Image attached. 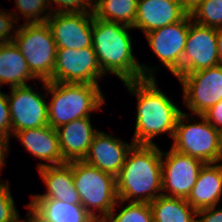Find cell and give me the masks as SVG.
<instances>
[{"label":"cell","mask_w":222,"mask_h":222,"mask_svg":"<svg viewBox=\"0 0 222 222\" xmlns=\"http://www.w3.org/2000/svg\"><path fill=\"white\" fill-rule=\"evenodd\" d=\"M217 65L219 60L216 28L192 20L182 56V74L194 73Z\"/></svg>","instance_id":"13"},{"label":"cell","mask_w":222,"mask_h":222,"mask_svg":"<svg viewBox=\"0 0 222 222\" xmlns=\"http://www.w3.org/2000/svg\"><path fill=\"white\" fill-rule=\"evenodd\" d=\"M12 137L17 138L32 156L49 163L39 162L37 169L65 163L60 150L58 133L50 125L18 131Z\"/></svg>","instance_id":"16"},{"label":"cell","mask_w":222,"mask_h":222,"mask_svg":"<svg viewBox=\"0 0 222 222\" xmlns=\"http://www.w3.org/2000/svg\"><path fill=\"white\" fill-rule=\"evenodd\" d=\"M133 145L132 140L131 143H127L113 134L99 130L94 135L89 151L83 160L89 165L117 177Z\"/></svg>","instance_id":"15"},{"label":"cell","mask_w":222,"mask_h":222,"mask_svg":"<svg viewBox=\"0 0 222 222\" xmlns=\"http://www.w3.org/2000/svg\"><path fill=\"white\" fill-rule=\"evenodd\" d=\"M203 116L217 130H222V99L208 109Z\"/></svg>","instance_id":"33"},{"label":"cell","mask_w":222,"mask_h":222,"mask_svg":"<svg viewBox=\"0 0 222 222\" xmlns=\"http://www.w3.org/2000/svg\"><path fill=\"white\" fill-rule=\"evenodd\" d=\"M0 134L6 136L9 140L10 137H12L9 102L7 94H5L4 92L2 93L1 91H0Z\"/></svg>","instance_id":"31"},{"label":"cell","mask_w":222,"mask_h":222,"mask_svg":"<svg viewBox=\"0 0 222 222\" xmlns=\"http://www.w3.org/2000/svg\"><path fill=\"white\" fill-rule=\"evenodd\" d=\"M29 211L26 214V219H20V222H47L40 217L28 204L25 205Z\"/></svg>","instance_id":"36"},{"label":"cell","mask_w":222,"mask_h":222,"mask_svg":"<svg viewBox=\"0 0 222 222\" xmlns=\"http://www.w3.org/2000/svg\"><path fill=\"white\" fill-rule=\"evenodd\" d=\"M1 178V177H0ZM11 195L10 182L0 179V222H20V215Z\"/></svg>","instance_id":"28"},{"label":"cell","mask_w":222,"mask_h":222,"mask_svg":"<svg viewBox=\"0 0 222 222\" xmlns=\"http://www.w3.org/2000/svg\"><path fill=\"white\" fill-rule=\"evenodd\" d=\"M20 25L15 32L13 42L20 49L37 81H52L57 46L48 24L44 22Z\"/></svg>","instance_id":"6"},{"label":"cell","mask_w":222,"mask_h":222,"mask_svg":"<svg viewBox=\"0 0 222 222\" xmlns=\"http://www.w3.org/2000/svg\"><path fill=\"white\" fill-rule=\"evenodd\" d=\"M19 19L20 17L17 12L0 9V44L13 42L15 32L18 28L17 23H20L18 22L20 21Z\"/></svg>","instance_id":"30"},{"label":"cell","mask_w":222,"mask_h":222,"mask_svg":"<svg viewBox=\"0 0 222 222\" xmlns=\"http://www.w3.org/2000/svg\"><path fill=\"white\" fill-rule=\"evenodd\" d=\"M216 40L219 64L222 65V27L216 28Z\"/></svg>","instance_id":"37"},{"label":"cell","mask_w":222,"mask_h":222,"mask_svg":"<svg viewBox=\"0 0 222 222\" xmlns=\"http://www.w3.org/2000/svg\"><path fill=\"white\" fill-rule=\"evenodd\" d=\"M182 101L192 115H203L222 99V65L182 74Z\"/></svg>","instance_id":"8"},{"label":"cell","mask_w":222,"mask_h":222,"mask_svg":"<svg viewBox=\"0 0 222 222\" xmlns=\"http://www.w3.org/2000/svg\"><path fill=\"white\" fill-rule=\"evenodd\" d=\"M24 23H44L51 15L47 0H14Z\"/></svg>","instance_id":"27"},{"label":"cell","mask_w":222,"mask_h":222,"mask_svg":"<svg viewBox=\"0 0 222 222\" xmlns=\"http://www.w3.org/2000/svg\"><path fill=\"white\" fill-rule=\"evenodd\" d=\"M190 16L198 24L222 27V0H203Z\"/></svg>","instance_id":"26"},{"label":"cell","mask_w":222,"mask_h":222,"mask_svg":"<svg viewBox=\"0 0 222 222\" xmlns=\"http://www.w3.org/2000/svg\"><path fill=\"white\" fill-rule=\"evenodd\" d=\"M194 117L197 122L191 121ZM219 135L220 131L215 129L203 115L182 112L177 120L171 147L204 163H218Z\"/></svg>","instance_id":"7"},{"label":"cell","mask_w":222,"mask_h":222,"mask_svg":"<svg viewBox=\"0 0 222 222\" xmlns=\"http://www.w3.org/2000/svg\"><path fill=\"white\" fill-rule=\"evenodd\" d=\"M93 13H53L48 24L57 49L92 47Z\"/></svg>","instance_id":"14"},{"label":"cell","mask_w":222,"mask_h":222,"mask_svg":"<svg viewBox=\"0 0 222 222\" xmlns=\"http://www.w3.org/2000/svg\"><path fill=\"white\" fill-rule=\"evenodd\" d=\"M37 80L28 68L26 59L14 42L0 44V88L26 86L27 81Z\"/></svg>","instance_id":"21"},{"label":"cell","mask_w":222,"mask_h":222,"mask_svg":"<svg viewBox=\"0 0 222 222\" xmlns=\"http://www.w3.org/2000/svg\"><path fill=\"white\" fill-rule=\"evenodd\" d=\"M90 119L91 117L75 119L56 129L65 163L83 160L86 157L93 137L98 132L93 128Z\"/></svg>","instance_id":"18"},{"label":"cell","mask_w":222,"mask_h":222,"mask_svg":"<svg viewBox=\"0 0 222 222\" xmlns=\"http://www.w3.org/2000/svg\"><path fill=\"white\" fill-rule=\"evenodd\" d=\"M205 163L176 151H162V195L187 199Z\"/></svg>","instance_id":"11"},{"label":"cell","mask_w":222,"mask_h":222,"mask_svg":"<svg viewBox=\"0 0 222 222\" xmlns=\"http://www.w3.org/2000/svg\"><path fill=\"white\" fill-rule=\"evenodd\" d=\"M104 76L93 47L57 49L52 81L99 85Z\"/></svg>","instance_id":"9"},{"label":"cell","mask_w":222,"mask_h":222,"mask_svg":"<svg viewBox=\"0 0 222 222\" xmlns=\"http://www.w3.org/2000/svg\"><path fill=\"white\" fill-rule=\"evenodd\" d=\"M138 0H94V16L101 20L134 26Z\"/></svg>","instance_id":"24"},{"label":"cell","mask_w":222,"mask_h":222,"mask_svg":"<svg viewBox=\"0 0 222 222\" xmlns=\"http://www.w3.org/2000/svg\"><path fill=\"white\" fill-rule=\"evenodd\" d=\"M45 183L44 194H33L31 199H55L64 203L81 205V200L73 182L72 161L56 166H45L38 169Z\"/></svg>","instance_id":"19"},{"label":"cell","mask_w":222,"mask_h":222,"mask_svg":"<svg viewBox=\"0 0 222 222\" xmlns=\"http://www.w3.org/2000/svg\"><path fill=\"white\" fill-rule=\"evenodd\" d=\"M157 84L156 79L124 82L126 90L138 102L132 138L134 144H155L152 139L165 133L172 139L174 137L177 120L183 111Z\"/></svg>","instance_id":"2"},{"label":"cell","mask_w":222,"mask_h":222,"mask_svg":"<svg viewBox=\"0 0 222 222\" xmlns=\"http://www.w3.org/2000/svg\"><path fill=\"white\" fill-rule=\"evenodd\" d=\"M28 205L47 222H96L82 205L55 199H31Z\"/></svg>","instance_id":"22"},{"label":"cell","mask_w":222,"mask_h":222,"mask_svg":"<svg viewBox=\"0 0 222 222\" xmlns=\"http://www.w3.org/2000/svg\"><path fill=\"white\" fill-rule=\"evenodd\" d=\"M191 21V16L187 14L176 23L144 34L159 62L176 78L182 75V56Z\"/></svg>","instance_id":"10"},{"label":"cell","mask_w":222,"mask_h":222,"mask_svg":"<svg viewBox=\"0 0 222 222\" xmlns=\"http://www.w3.org/2000/svg\"><path fill=\"white\" fill-rule=\"evenodd\" d=\"M186 15L178 0H138L133 29L146 34L176 23Z\"/></svg>","instance_id":"17"},{"label":"cell","mask_w":222,"mask_h":222,"mask_svg":"<svg viewBox=\"0 0 222 222\" xmlns=\"http://www.w3.org/2000/svg\"><path fill=\"white\" fill-rule=\"evenodd\" d=\"M130 29L133 28L101 20L93 14L92 47L103 73L116 75L123 83L156 79L154 72L158 68L140 64L134 56Z\"/></svg>","instance_id":"1"},{"label":"cell","mask_w":222,"mask_h":222,"mask_svg":"<svg viewBox=\"0 0 222 222\" xmlns=\"http://www.w3.org/2000/svg\"><path fill=\"white\" fill-rule=\"evenodd\" d=\"M213 206L198 210L196 213V222H222V208Z\"/></svg>","instance_id":"32"},{"label":"cell","mask_w":222,"mask_h":222,"mask_svg":"<svg viewBox=\"0 0 222 222\" xmlns=\"http://www.w3.org/2000/svg\"><path fill=\"white\" fill-rule=\"evenodd\" d=\"M123 203H151L162 195V151L156 144H134L116 177Z\"/></svg>","instance_id":"3"},{"label":"cell","mask_w":222,"mask_h":222,"mask_svg":"<svg viewBox=\"0 0 222 222\" xmlns=\"http://www.w3.org/2000/svg\"><path fill=\"white\" fill-rule=\"evenodd\" d=\"M219 163L222 164V130L219 135Z\"/></svg>","instance_id":"38"},{"label":"cell","mask_w":222,"mask_h":222,"mask_svg":"<svg viewBox=\"0 0 222 222\" xmlns=\"http://www.w3.org/2000/svg\"><path fill=\"white\" fill-rule=\"evenodd\" d=\"M203 0H178L182 9L191 15Z\"/></svg>","instance_id":"35"},{"label":"cell","mask_w":222,"mask_h":222,"mask_svg":"<svg viewBox=\"0 0 222 222\" xmlns=\"http://www.w3.org/2000/svg\"><path fill=\"white\" fill-rule=\"evenodd\" d=\"M9 143H10L9 139L6 136L0 134V170H2L3 167H5L6 165L5 159L8 156L7 153H9V146H10Z\"/></svg>","instance_id":"34"},{"label":"cell","mask_w":222,"mask_h":222,"mask_svg":"<svg viewBox=\"0 0 222 222\" xmlns=\"http://www.w3.org/2000/svg\"><path fill=\"white\" fill-rule=\"evenodd\" d=\"M53 13H94V0H47ZM56 4V6L54 5ZM52 6H51V5ZM54 7V8H52Z\"/></svg>","instance_id":"29"},{"label":"cell","mask_w":222,"mask_h":222,"mask_svg":"<svg viewBox=\"0 0 222 222\" xmlns=\"http://www.w3.org/2000/svg\"><path fill=\"white\" fill-rule=\"evenodd\" d=\"M117 205L122 207L123 201H117L113 210L103 220L104 222H153L149 203L128 202L116 214Z\"/></svg>","instance_id":"25"},{"label":"cell","mask_w":222,"mask_h":222,"mask_svg":"<svg viewBox=\"0 0 222 222\" xmlns=\"http://www.w3.org/2000/svg\"><path fill=\"white\" fill-rule=\"evenodd\" d=\"M42 88L51 94L48 106V124L55 130L82 117H91L105 103L99 85L42 81Z\"/></svg>","instance_id":"4"},{"label":"cell","mask_w":222,"mask_h":222,"mask_svg":"<svg viewBox=\"0 0 222 222\" xmlns=\"http://www.w3.org/2000/svg\"><path fill=\"white\" fill-rule=\"evenodd\" d=\"M222 164L205 163L186 199L196 210L218 206L222 200Z\"/></svg>","instance_id":"20"},{"label":"cell","mask_w":222,"mask_h":222,"mask_svg":"<svg viewBox=\"0 0 222 222\" xmlns=\"http://www.w3.org/2000/svg\"><path fill=\"white\" fill-rule=\"evenodd\" d=\"M72 174L81 205L96 221H103L119 200L116 177L84 160L72 161Z\"/></svg>","instance_id":"5"},{"label":"cell","mask_w":222,"mask_h":222,"mask_svg":"<svg viewBox=\"0 0 222 222\" xmlns=\"http://www.w3.org/2000/svg\"><path fill=\"white\" fill-rule=\"evenodd\" d=\"M7 94L12 126V136L25 129H33L48 124V94L34 91L33 86H19L10 88ZM45 99V100H44Z\"/></svg>","instance_id":"12"},{"label":"cell","mask_w":222,"mask_h":222,"mask_svg":"<svg viewBox=\"0 0 222 222\" xmlns=\"http://www.w3.org/2000/svg\"><path fill=\"white\" fill-rule=\"evenodd\" d=\"M149 205L153 222H196L197 211L184 198L160 195Z\"/></svg>","instance_id":"23"}]
</instances>
